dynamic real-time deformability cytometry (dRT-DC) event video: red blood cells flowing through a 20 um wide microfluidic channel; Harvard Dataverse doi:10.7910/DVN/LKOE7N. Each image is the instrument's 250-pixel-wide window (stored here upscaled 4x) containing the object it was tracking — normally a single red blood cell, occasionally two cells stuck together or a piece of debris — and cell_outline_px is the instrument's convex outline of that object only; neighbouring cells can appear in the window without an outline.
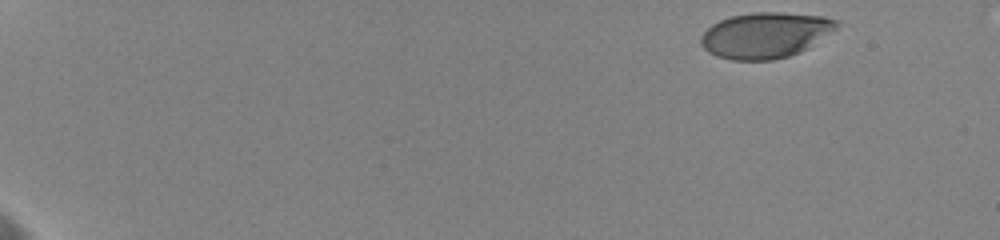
{"species": "human", "species_latin": "Homo sapiens", "temperature_condition": "cold", "stored_images_in_passage": 23, "camera_frame_rate_fps": 3000, "um_per_image_px": 0.085, "donor": {"sex": "female"}, "frame": {"image": 1, "passage_image": 1, "time_ms": 0.0, "image_size_px": [1000, 240], "cell_outline_px": [[840, 24], [836, 28], [808, 48], [800, 52], [788, 56], [772, 60], [732, 60], [716, 56], [708, 52], [700, 44], [700, 36], [712, 24], [720, 20], [732, 16], [752, 12], [780, 12], [824, 16], [840, 20]], "centroid_in_image_um": [65.05, 2.98], "position_along_channel_um": 19.9, "area_um2": 36.24}}
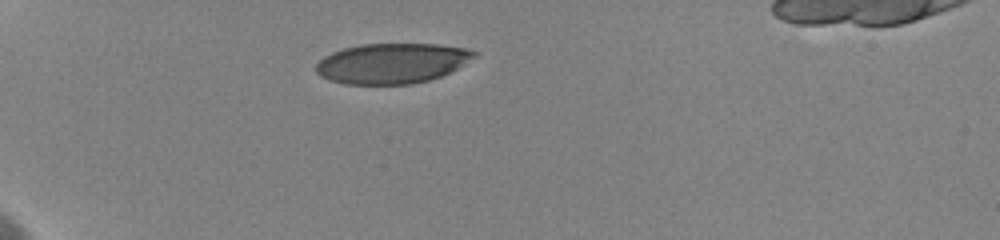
{"frame": {"image": 2, "passage_image": 11, "time_ms": 4.333, "image_size_px": [1000, 240], "cell_outline_px": [[480, 52], [476, 56], [456, 68], [440, 76], [428, 80], [412, 84], [344, 84], [328, 80], [320, 76], [316, 72], [316, 64], [324, 56], [332, 52], [344, 48], [360, 44], [436, 44], [468, 48]], "centroid_in_image_um": [33.3, 5.37], "position_along_channel_um": 51.7, "area_um2": 37.11}}